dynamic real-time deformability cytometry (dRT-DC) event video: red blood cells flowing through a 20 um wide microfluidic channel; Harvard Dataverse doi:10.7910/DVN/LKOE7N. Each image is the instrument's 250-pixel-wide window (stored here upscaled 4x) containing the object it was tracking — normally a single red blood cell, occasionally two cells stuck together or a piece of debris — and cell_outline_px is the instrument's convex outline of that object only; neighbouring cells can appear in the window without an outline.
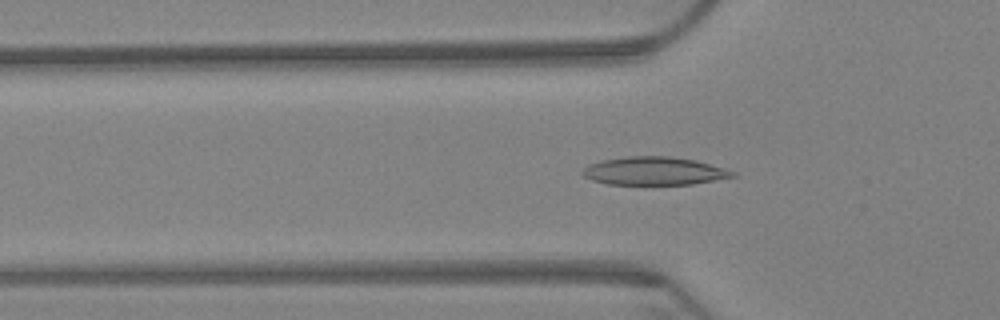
{"species": "Egyptian fruit bat (a non-hibernating species)", "species_latin": "Rousettus aegyptiacus", "temperature_condition": "warm", "stored_images_in_passage": 45, "camera_frame_rate_fps": 3000, "um_per_image_px": 0.085, "animal": {"sex": "female"}, "frame": {"image": 1, "passage_image": 3, "time_ms": 0.667, "image_size_px": [1000, 320], "cell_outline_px": [[736, 176], [692, 184], [608, 184], [592, 180], [584, 176], [580, 172], [588, 164], [600, 160], [628, 156], [668, 156], [696, 160], [724, 168], [736, 172]], "centroid_in_image_um": [55.58, 14.53], "position_along_channel_um": 70.2, "area_um2": 24.57}}
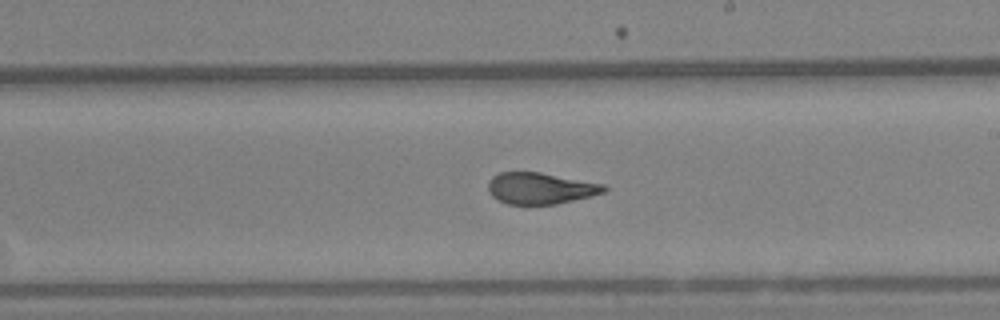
{"frame": {"image": 2, "passage_image": 19, "time_ms": 6.0, "image_size_px": [1000, 320], "cell_outline_px": [[608, 188], [604, 192], [592, 196], [556, 204], [528, 208], [508, 204], [492, 196], [488, 192], [488, 180], [492, 176], [500, 172], [540, 172], [604, 184]], "centroid_in_image_um": [45.9, 16.04], "position_along_channel_um": 243.1, "area_um2": 21.91}}
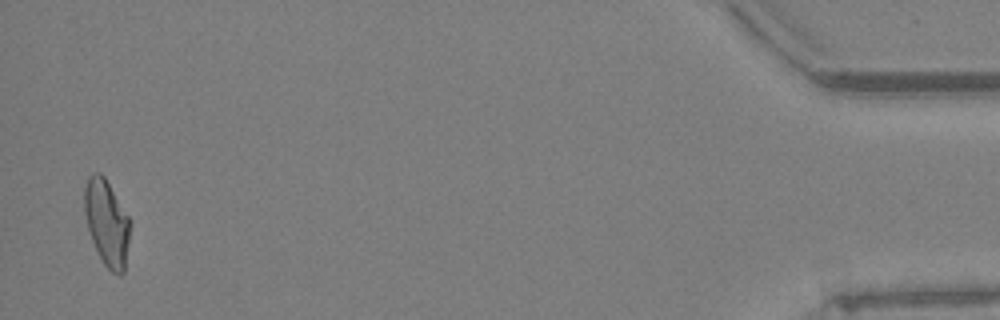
{"frame": {"image": 3, "passage_image": 44, "time_ms": 14.333, "image_size_px": [1000, 320], "cell_outline_px": [[132, 224], [124, 272], [120, 276], [112, 272], [104, 264], [92, 240], [88, 228], [84, 212], [84, 188], [88, 176], [92, 172], [100, 172], [104, 176], [128, 216]], "centroid_in_image_um": [9.09, 18.93], "position_along_channel_um": 426.1, "area_um2": 22.95}, "authors_computed_cell_mechanics": {"area_um2": 22.253, "velocity_mm_per_s": 3.2517, "shape_relaxation_time_tau1_ms": 10.9871, "shape_relaxation_time_tau2_ms": 1.3281, "deformation_change_tau1": 0.2579, "deformation_change_tau2": 0.0751}}